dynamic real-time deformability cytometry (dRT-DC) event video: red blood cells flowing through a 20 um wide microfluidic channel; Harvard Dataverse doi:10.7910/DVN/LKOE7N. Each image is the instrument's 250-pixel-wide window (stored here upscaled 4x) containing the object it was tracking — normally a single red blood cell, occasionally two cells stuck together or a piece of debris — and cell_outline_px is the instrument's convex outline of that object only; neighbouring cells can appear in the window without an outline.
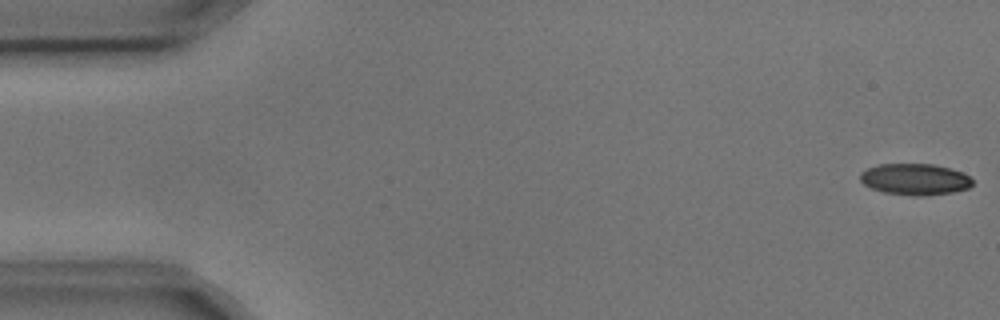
{"species": "common noctule bat (a hibernating species)", "species_latin": "Nyctalus noctula", "temperature_condition": "cold", "stored_images_in_passage": 5, "camera_frame_rate_fps": 3000, "um_per_image_px": 0.085, "animal": {"sex": "male", "body_mass_g": 17.9, "forearm_length_mm": 54.2}, "frame": {"image": 1, "passage_image": 1, "time_ms": 0.0, "image_size_px": [1000, 320], "cell_outline_px": [[972, 184], [968, 188], [952, 192], [924, 196], [912, 196], [884, 192], [872, 188], [864, 184], [860, 180], [860, 172], [868, 168], [880, 164], [932, 164], [952, 168], [968, 176], [972, 180]], "centroid_in_image_um": [77.76, 15.24], "position_along_channel_um": 7.2, "area_um2": 20.46}}
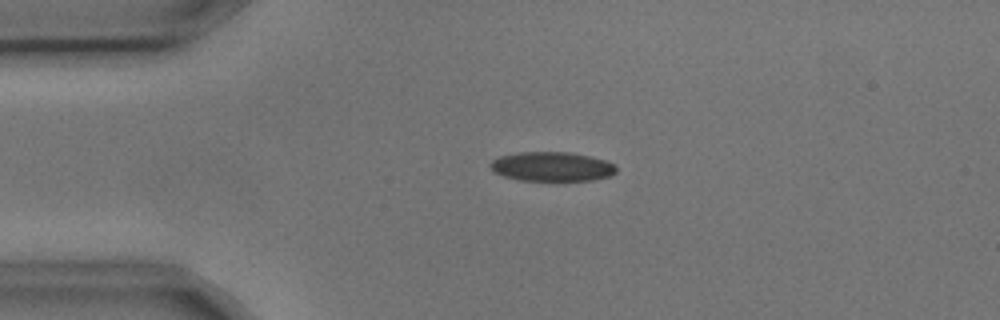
{"frame": {"image": 2, "passage_image": 4, "time_ms": 1.0, "image_size_px": [1000, 320], "cell_outline_px": [[616, 172], [608, 176], [592, 180], [520, 180], [504, 176], [492, 172], [488, 164], [492, 160], [500, 156], [520, 152], [568, 152], [588, 156], [604, 160], [616, 164]], "centroid_in_image_um": [46.87, 14.15], "position_along_channel_um": 38.1, "area_um2": 21.44}}